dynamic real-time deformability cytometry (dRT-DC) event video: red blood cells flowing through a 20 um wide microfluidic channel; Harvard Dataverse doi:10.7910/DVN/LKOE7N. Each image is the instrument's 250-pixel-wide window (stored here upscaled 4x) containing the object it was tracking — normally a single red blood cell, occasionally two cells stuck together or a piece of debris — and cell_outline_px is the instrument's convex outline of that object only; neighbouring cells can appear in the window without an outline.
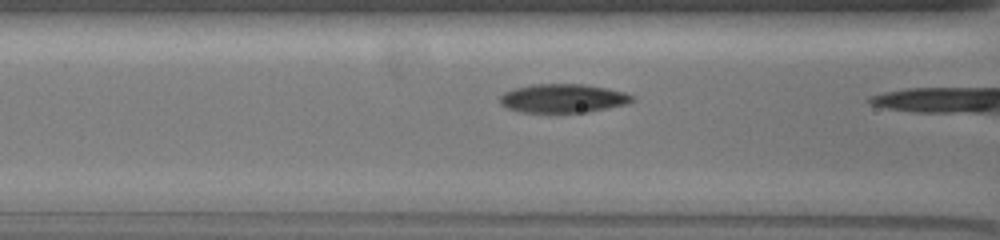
{"species": "common noctule bat (a hibernating species)", "species_latin": "Nyctalus noctula", "temperature_condition": "warm", "stored_images_in_passage": 11, "camera_frame_rate_fps": 3000, "um_per_image_px": 0.085, "animal": {"sex": "female", "body_mass_g": 19.5, "forearm_length_mm": 54.1}, "frame": {"image": 1, "passage_image": 10, "time_ms": 3.0, "image_size_px": [1000, 240], "cell_outline_px": [[636, 100], [628, 104], [588, 112], [556, 116], [520, 112], [508, 108], [500, 104], [500, 96], [504, 92], [516, 88], [532, 84], [584, 84], [608, 88], [624, 92], [632, 96]], "centroid_in_image_um": [47.85, 8.41], "position_along_channel_um": 118.8, "area_um2": 23.18}}